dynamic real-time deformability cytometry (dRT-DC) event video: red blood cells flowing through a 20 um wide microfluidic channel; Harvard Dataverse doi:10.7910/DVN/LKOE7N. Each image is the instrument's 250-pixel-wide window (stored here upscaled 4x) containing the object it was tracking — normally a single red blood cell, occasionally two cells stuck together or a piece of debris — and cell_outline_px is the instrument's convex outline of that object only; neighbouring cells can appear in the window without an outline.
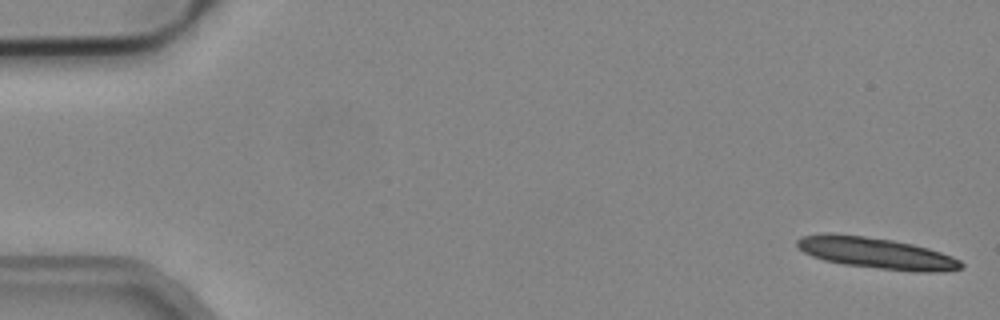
{"species": "common noctule bat (a hibernating species)", "species_latin": "Nyctalus noctula", "temperature_condition": "cold", "stored_images_in_passage": 5, "camera_frame_rate_fps": 3000, "um_per_image_px": 0.085, "animal": {"sex": "male", "body_mass_g": 19.2, "forearm_length_mm": 51.8}, "frame": {"image": 1, "passage_image": 5, "time_ms": 1.333, "image_size_px": [1000, 320], "cell_outline_px": [[964, 268], [944, 272], [916, 272], [844, 264], [824, 260], [812, 256], [804, 252], [796, 244], [796, 240], [804, 236], [864, 236], [892, 240], [912, 244], [928, 248], [952, 256], [960, 260], [964, 264]], "centroid_in_image_um": [74.64, 21.56], "position_along_channel_um": 10.4, "area_um2": 28.9}}